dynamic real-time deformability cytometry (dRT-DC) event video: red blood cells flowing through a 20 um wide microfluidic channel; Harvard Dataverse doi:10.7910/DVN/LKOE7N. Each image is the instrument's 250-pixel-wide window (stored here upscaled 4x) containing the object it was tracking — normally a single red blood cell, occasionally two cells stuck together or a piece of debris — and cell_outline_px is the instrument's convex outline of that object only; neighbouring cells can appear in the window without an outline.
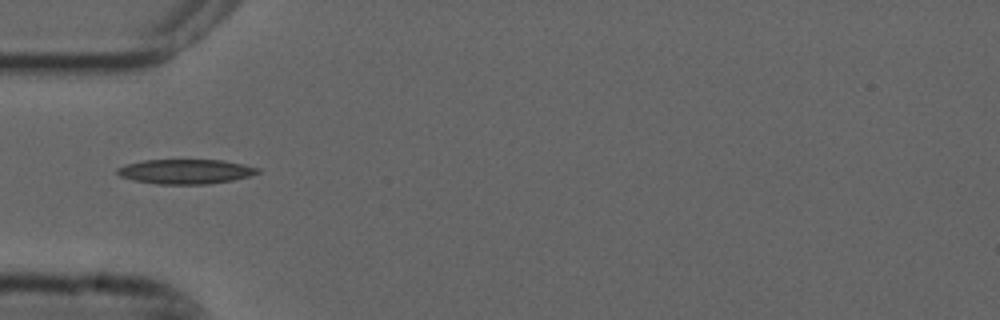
{"species": "common noctule bat (a hibernating species)", "species_latin": "Nyctalus noctula", "temperature_condition": "cold", "stored_images_in_passage": 36, "camera_frame_rate_fps": 3000, "um_per_image_px": 0.085, "animal": {"sex": "male", "forearm_length_mm": 52.5}, "frame": {"image": 1, "passage_image": 1, "time_ms": 0.0, "image_size_px": [1000, 320], "cell_outline_px": [[260, 172], [248, 176], [232, 180], [208, 184], [156, 184], [136, 180], [120, 176], [116, 172], [116, 168], [124, 164], [144, 160], [224, 160], [244, 164], [260, 168]], "centroid_in_image_um": [15.77, 14.57], "position_along_channel_um": 69.2, "area_um2": 20.17}}
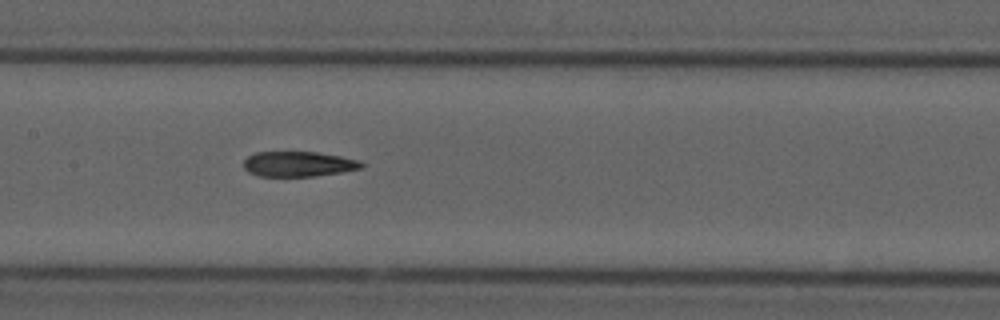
{"frame": {"image": 2, "passage_image": 10, "time_ms": 3.0, "image_size_px": [1000, 320], "cell_outline_px": [[364, 168], [316, 176], [260, 176], [248, 172], [244, 168], [244, 160], [248, 156], [256, 152], [316, 152], [340, 156], [360, 160], [364, 164]], "centroid_in_image_um": [25.38, 13.94], "position_along_channel_um": 182.0, "area_um2": 17.28}}
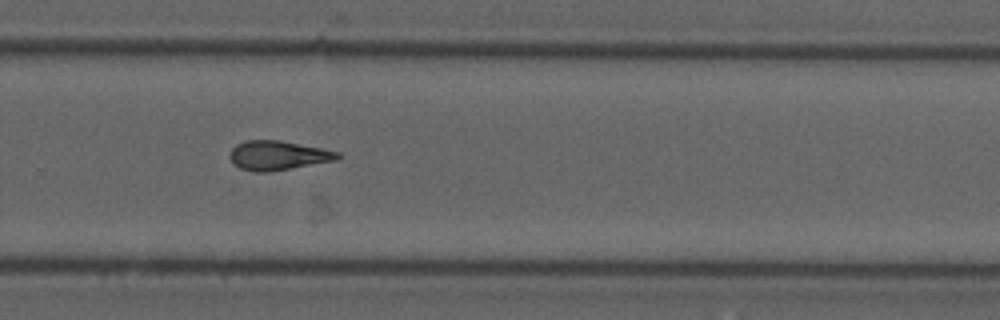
{"frame": {"image": 3, "passage_image": 20, "time_ms": 6.333, "image_size_px": [1000, 320], "cell_outline_px": [[344, 156], [336, 160], [268, 172], [256, 172], [240, 168], [232, 164], [228, 156], [232, 148], [236, 144], [244, 140], [280, 140], [340, 152]], "centroid_in_image_um": [23.6, 13.21], "position_along_channel_um": 306.2, "area_um2": 18.5}, "authors_computed_cell_mechanics": {"area_um2": 18.0625, "velocity_mm_per_s": 3.7437, "shape_relaxation_time_tau1_ms": 5.6813, "shape_relaxation_time_tau2_ms": 3.7305, "deformation_change_tau1": 0.1532, "deformation_change_tau2": 0.1281}}